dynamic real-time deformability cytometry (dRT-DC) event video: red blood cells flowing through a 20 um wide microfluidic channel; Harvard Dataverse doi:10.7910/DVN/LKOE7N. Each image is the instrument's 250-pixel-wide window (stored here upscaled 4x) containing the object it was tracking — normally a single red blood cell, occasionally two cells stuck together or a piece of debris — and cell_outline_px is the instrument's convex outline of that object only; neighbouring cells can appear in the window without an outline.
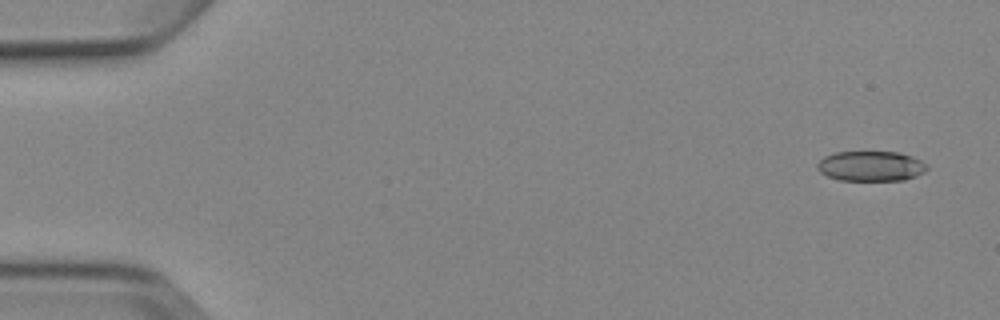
{"species": "Egyptian fruit bat (a non-hibernating species)", "species_latin": "Rousettus aegyptiacus", "temperature_condition": "cold", "stored_images_in_passage": 5, "camera_frame_rate_fps": 3000, "um_per_image_px": 0.085, "animal": {"sex": "female"}, "frame": {"image": 1, "passage_image": 1, "time_ms": 0.0, "image_size_px": [1000, 320], "cell_outline_px": [[928, 168], [924, 172], [916, 176], [904, 180], [840, 180], [828, 176], [820, 172], [816, 168], [816, 164], [824, 156], [836, 152], [900, 152], [912, 156], [928, 164]], "centroid_in_image_um": [74.03, 14.11], "position_along_channel_um": 11.0, "area_um2": 19.31}}